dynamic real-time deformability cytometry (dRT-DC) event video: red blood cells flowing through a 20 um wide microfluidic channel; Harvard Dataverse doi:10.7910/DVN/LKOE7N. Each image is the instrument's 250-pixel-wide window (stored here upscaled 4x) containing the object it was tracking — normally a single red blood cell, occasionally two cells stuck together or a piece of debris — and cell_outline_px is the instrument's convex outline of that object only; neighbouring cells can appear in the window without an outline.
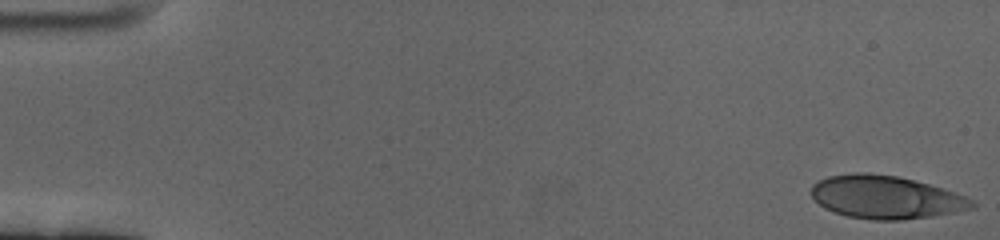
{"species": "human", "species_latin": "Homo sapiens", "temperature_condition": "cold", "stored_images_in_passage": 60, "camera_frame_rate_fps": 3000, "um_per_image_px": 0.085, "donor": {"sex": "female"}, "frame": {"image": 1, "passage_image": 1, "time_ms": 0.0, "image_size_px": [1000, 240], "cell_outline_px": [[976, 208], [932, 216], [904, 220], [872, 220], [848, 216], [824, 208], [812, 196], [812, 184], [828, 176], [856, 172], [868, 172], [896, 176], [928, 184], [964, 196], [972, 200], [976, 204]], "centroid_in_image_um": [75.28, 16.76], "position_along_channel_um": 9.7, "area_um2": 40.0}}
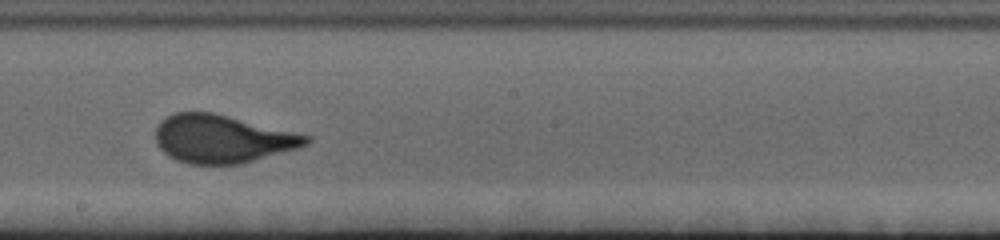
{"frame": {"image": 2, "passage_image": 34, "time_ms": 11.0, "image_size_px": [1000, 240], "cell_outline_px": [[312, 140], [308, 144], [296, 148], [240, 164], [188, 164], [176, 160], [168, 156], [156, 144], [156, 124], [160, 120], [176, 112], [212, 112], [312, 136]], "centroid_in_image_um": [18.86, 11.8], "position_along_channel_um": 229.3, "area_um2": 42.02}}
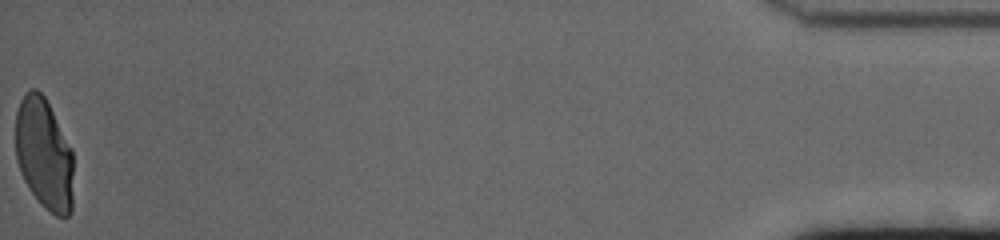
{"frame": {"image": 3, "passage_image": 60, "time_ms": 19.667, "image_size_px": [1000, 240], "cell_outline_px": [[72, 212], [68, 216], [56, 216], [44, 208], [40, 204], [28, 188], [20, 172], [16, 160], [16, 112], [20, 100], [24, 92], [32, 88], [36, 88], [44, 96], [72, 148]], "centroid_in_image_um": [3.73, 13.1], "position_along_channel_um": 431.5, "area_um2": 37.86}, "authors_computed_cell_mechanics": {"area_um2": 41.4137, "velocity_mm_per_s": 3.3755, "shape_relaxation_time_tau1_ms": 5.4441, "shape_relaxation_time_tau2_ms": null, "deformation_change_tau1": 0.1977, "deformation_change_tau2": null}}